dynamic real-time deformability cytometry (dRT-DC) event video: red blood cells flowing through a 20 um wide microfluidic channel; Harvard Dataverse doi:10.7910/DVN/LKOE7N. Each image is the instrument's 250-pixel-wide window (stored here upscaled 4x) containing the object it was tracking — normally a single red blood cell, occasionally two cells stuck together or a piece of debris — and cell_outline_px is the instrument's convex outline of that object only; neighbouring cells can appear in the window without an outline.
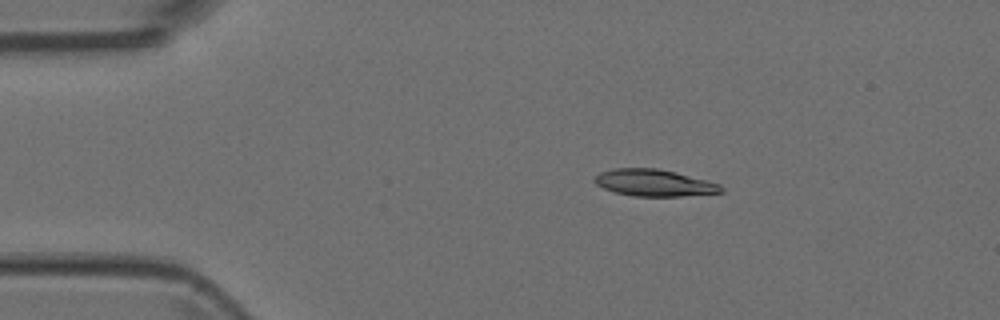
{"species": "Egyptian fruit bat (a non-hibernating species)", "species_latin": "Rousettus aegyptiacus", "temperature_condition": "room temperature", "stored_images_in_passage": 3, "camera_frame_rate_fps": 3000, "um_per_image_px": 0.085, "animal": {"sex": "female"}, "frame": {"image": 1, "passage_image": 1, "time_ms": 0.0, "image_size_px": [1000, 320], "cell_outline_px": [[724, 192], [680, 196], [636, 196], [616, 192], [604, 188], [596, 184], [592, 180], [600, 172], [612, 168], [656, 168], [676, 172], [708, 180], [720, 184], [724, 188]], "centroid_in_image_um": [55.62, 15.53], "position_along_channel_um": 29.4, "area_um2": 19.77}}